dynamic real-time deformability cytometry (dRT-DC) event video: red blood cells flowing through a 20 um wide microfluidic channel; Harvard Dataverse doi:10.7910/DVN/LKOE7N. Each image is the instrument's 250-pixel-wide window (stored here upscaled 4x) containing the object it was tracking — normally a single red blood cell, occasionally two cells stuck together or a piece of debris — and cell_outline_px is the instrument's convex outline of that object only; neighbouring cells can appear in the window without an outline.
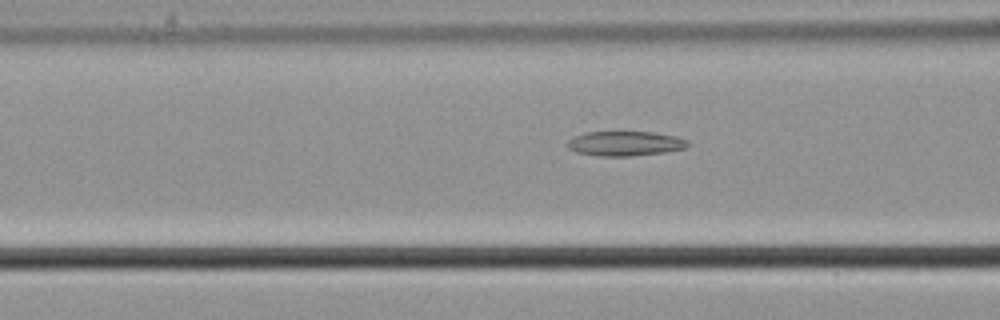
{"species": "common noctule bat (a hibernating species)", "species_latin": "Nyctalus noctula", "temperature_condition": "cold", "stored_images_in_passage": 56, "camera_frame_rate_fps": 3000, "um_per_image_px": 0.085, "animal": {"sex": "male", "body_mass_g": 21.5, "forearm_length_mm": 52.0}, "frame": {"image": 1, "passage_image": 22, "time_ms": 7.0, "image_size_px": [1000, 320], "cell_outline_px": [[688, 144], [684, 148], [664, 152], [632, 156], [596, 156], [576, 152], [568, 148], [568, 140], [572, 136], [584, 132], [652, 132], [676, 136], [688, 140]], "centroid_in_image_um": [53.09, 12.2], "position_along_channel_um": 113.5, "area_um2": 17.34}}
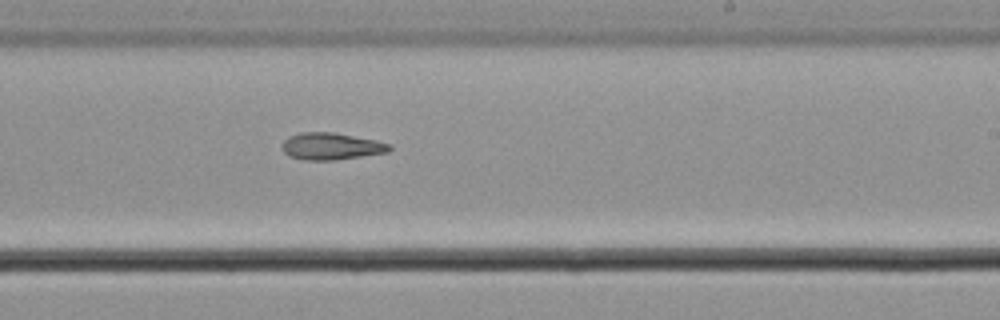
{"frame": {"image": 2, "passage_image": 34, "time_ms": 11.0, "image_size_px": [1000, 320], "cell_outline_px": [[392, 148], [388, 152], [336, 160], [304, 160], [288, 156], [284, 152], [284, 140], [288, 136], [300, 132], [332, 132], [376, 140], [392, 144]], "centroid_in_image_um": [28.17, 12.43], "position_along_channel_um": 260.8, "area_um2": 16.88}}
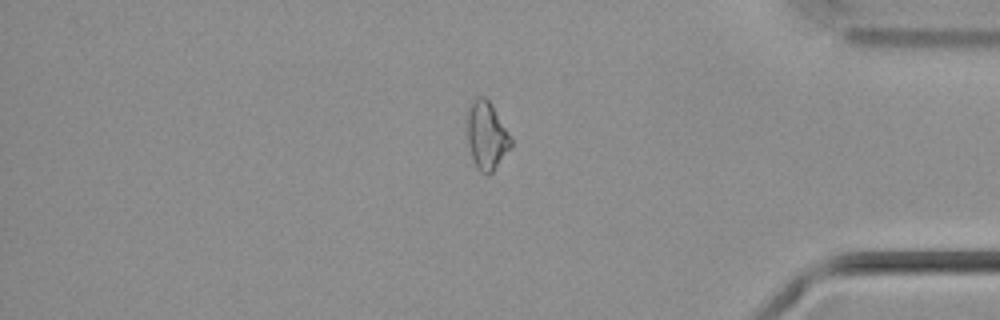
{"frame": {"image": 3, "passage_image": 47, "time_ms": 15.333, "image_size_px": [1000, 320], "cell_outline_px": [[512, 144], [492, 172], [480, 172], [476, 168], [468, 144], [468, 104], [476, 96], [484, 96], [492, 104], [508, 132], [512, 140]], "centroid_in_image_um": [41.34, 11.47], "position_along_channel_um": 393.9, "area_um2": 16.99}}